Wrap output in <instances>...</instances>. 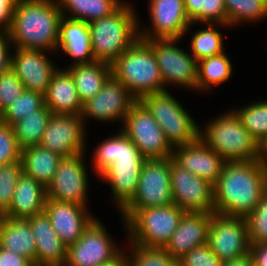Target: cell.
Returning a JSON list of instances; mask_svg holds the SVG:
<instances>
[{
    "label": "cell",
    "mask_w": 267,
    "mask_h": 266,
    "mask_svg": "<svg viewBox=\"0 0 267 266\" xmlns=\"http://www.w3.org/2000/svg\"><path fill=\"white\" fill-rule=\"evenodd\" d=\"M129 240L137 245L164 248L186 213L175 203L139 210H120Z\"/></svg>",
    "instance_id": "7"
},
{
    "label": "cell",
    "mask_w": 267,
    "mask_h": 266,
    "mask_svg": "<svg viewBox=\"0 0 267 266\" xmlns=\"http://www.w3.org/2000/svg\"><path fill=\"white\" fill-rule=\"evenodd\" d=\"M110 237L105 227L94 219L79 240L67 246L64 266H99L115 259L123 250Z\"/></svg>",
    "instance_id": "13"
},
{
    "label": "cell",
    "mask_w": 267,
    "mask_h": 266,
    "mask_svg": "<svg viewBox=\"0 0 267 266\" xmlns=\"http://www.w3.org/2000/svg\"><path fill=\"white\" fill-rule=\"evenodd\" d=\"M130 254H125L128 266H179L178 259L171 256L164 248L146 247L130 242Z\"/></svg>",
    "instance_id": "35"
},
{
    "label": "cell",
    "mask_w": 267,
    "mask_h": 266,
    "mask_svg": "<svg viewBox=\"0 0 267 266\" xmlns=\"http://www.w3.org/2000/svg\"><path fill=\"white\" fill-rule=\"evenodd\" d=\"M21 151L12 126L0 122V165L21 161Z\"/></svg>",
    "instance_id": "41"
},
{
    "label": "cell",
    "mask_w": 267,
    "mask_h": 266,
    "mask_svg": "<svg viewBox=\"0 0 267 266\" xmlns=\"http://www.w3.org/2000/svg\"><path fill=\"white\" fill-rule=\"evenodd\" d=\"M140 101L160 125L172 148L192 144L199 139V125L167 90L148 94Z\"/></svg>",
    "instance_id": "8"
},
{
    "label": "cell",
    "mask_w": 267,
    "mask_h": 266,
    "mask_svg": "<svg viewBox=\"0 0 267 266\" xmlns=\"http://www.w3.org/2000/svg\"><path fill=\"white\" fill-rule=\"evenodd\" d=\"M43 105V94L36 91L24 90L20 97L1 113V122L12 126L25 116L40 109Z\"/></svg>",
    "instance_id": "36"
},
{
    "label": "cell",
    "mask_w": 267,
    "mask_h": 266,
    "mask_svg": "<svg viewBox=\"0 0 267 266\" xmlns=\"http://www.w3.org/2000/svg\"><path fill=\"white\" fill-rule=\"evenodd\" d=\"M205 129L200 128L199 139L227 162L259 160V142L243 127L234 110L217 116Z\"/></svg>",
    "instance_id": "6"
},
{
    "label": "cell",
    "mask_w": 267,
    "mask_h": 266,
    "mask_svg": "<svg viewBox=\"0 0 267 266\" xmlns=\"http://www.w3.org/2000/svg\"><path fill=\"white\" fill-rule=\"evenodd\" d=\"M98 176L110 184L119 211L133 198L146 159L121 131L98 145L93 157Z\"/></svg>",
    "instance_id": "2"
},
{
    "label": "cell",
    "mask_w": 267,
    "mask_h": 266,
    "mask_svg": "<svg viewBox=\"0 0 267 266\" xmlns=\"http://www.w3.org/2000/svg\"><path fill=\"white\" fill-rule=\"evenodd\" d=\"M222 52L197 62V89L211 90L229 80L232 76V65L230 58Z\"/></svg>",
    "instance_id": "32"
},
{
    "label": "cell",
    "mask_w": 267,
    "mask_h": 266,
    "mask_svg": "<svg viewBox=\"0 0 267 266\" xmlns=\"http://www.w3.org/2000/svg\"><path fill=\"white\" fill-rule=\"evenodd\" d=\"M86 207L71 202L46 200L44 212L57 236L66 246L77 242L95 219L88 214Z\"/></svg>",
    "instance_id": "20"
},
{
    "label": "cell",
    "mask_w": 267,
    "mask_h": 266,
    "mask_svg": "<svg viewBox=\"0 0 267 266\" xmlns=\"http://www.w3.org/2000/svg\"><path fill=\"white\" fill-rule=\"evenodd\" d=\"M44 104L53 114H81L83 104L66 69H57L53 74L44 94Z\"/></svg>",
    "instance_id": "26"
},
{
    "label": "cell",
    "mask_w": 267,
    "mask_h": 266,
    "mask_svg": "<svg viewBox=\"0 0 267 266\" xmlns=\"http://www.w3.org/2000/svg\"><path fill=\"white\" fill-rule=\"evenodd\" d=\"M121 131L146 160L172 157L173 148L145 105L137 100L125 117Z\"/></svg>",
    "instance_id": "9"
},
{
    "label": "cell",
    "mask_w": 267,
    "mask_h": 266,
    "mask_svg": "<svg viewBox=\"0 0 267 266\" xmlns=\"http://www.w3.org/2000/svg\"><path fill=\"white\" fill-rule=\"evenodd\" d=\"M85 153L63 157L46 188L47 199L86 206L88 175L83 163Z\"/></svg>",
    "instance_id": "15"
},
{
    "label": "cell",
    "mask_w": 267,
    "mask_h": 266,
    "mask_svg": "<svg viewBox=\"0 0 267 266\" xmlns=\"http://www.w3.org/2000/svg\"><path fill=\"white\" fill-rule=\"evenodd\" d=\"M52 114L44 104L34 113L25 116L12 125L14 136L21 150L40 144Z\"/></svg>",
    "instance_id": "31"
},
{
    "label": "cell",
    "mask_w": 267,
    "mask_h": 266,
    "mask_svg": "<svg viewBox=\"0 0 267 266\" xmlns=\"http://www.w3.org/2000/svg\"><path fill=\"white\" fill-rule=\"evenodd\" d=\"M23 173L21 161L0 165V211L4 213L10 206L19 177Z\"/></svg>",
    "instance_id": "39"
},
{
    "label": "cell",
    "mask_w": 267,
    "mask_h": 266,
    "mask_svg": "<svg viewBox=\"0 0 267 266\" xmlns=\"http://www.w3.org/2000/svg\"><path fill=\"white\" fill-rule=\"evenodd\" d=\"M60 11L65 17L66 11L71 14L69 19L90 23L112 14L122 3L120 0H57ZM66 10V11H65ZM65 11V12H64Z\"/></svg>",
    "instance_id": "30"
},
{
    "label": "cell",
    "mask_w": 267,
    "mask_h": 266,
    "mask_svg": "<svg viewBox=\"0 0 267 266\" xmlns=\"http://www.w3.org/2000/svg\"><path fill=\"white\" fill-rule=\"evenodd\" d=\"M170 157L146 160L133 198L121 210H139L173 204Z\"/></svg>",
    "instance_id": "10"
},
{
    "label": "cell",
    "mask_w": 267,
    "mask_h": 266,
    "mask_svg": "<svg viewBox=\"0 0 267 266\" xmlns=\"http://www.w3.org/2000/svg\"><path fill=\"white\" fill-rule=\"evenodd\" d=\"M21 0H0V30L7 32L11 26L13 10Z\"/></svg>",
    "instance_id": "45"
},
{
    "label": "cell",
    "mask_w": 267,
    "mask_h": 266,
    "mask_svg": "<svg viewBox=\"0 0 267 266\" xmlns=\"http://www.w3.org/2000/svg\"><path fill=\"white\" fill-rule=\"evenodd\" d=\"M227 26L267 17V0H224Z\"/></svg>",
    "instance_id": "34"
},
{
    "label": "cell",
    "mask_w": 267,
    "mask_h": 266,
    "mask_svg": "<svg viewBox=\"0 0 267 266\" xmlns=\"http://www.w3.org/2000/svg\"><path fill=\"white\" fill-rule=\"evenodd\" d=\"M46 200V188L32 177L22 173L16 184L11 204L3 216L27 219L44 212Z\"/></svg>",
    "instance_id": "24"
},
{
    "label": "cell",
    "mask_w": 267,
    "mask_h": 266,
    "mask_svg": "<svg viewBox=\"0 0 267 266\" xmlns=\"http://www.w3.org/2000/svg\"><path fill=\"white\" fill-rule=\"evenodd\" d=\"M129 3L123 2L112 14L88 23L95 61L111 65L138 38V17Z\"/></svg>",
    "instance_id": "4"
},
{
    "label": "cell",
    "mask_w": 267,
    "mask_h": 266,
    "mask_svg": "<svg viewBox=\"0 0 267 266\" xmlns=\"http://www.w3.org/2000/svg\"><path fill=\"white\" fill-rule=\"evenodd\" d=\"M0 247L24 256L35 266L36 243L31 226L26 219L2 217Z\"/></svg>",
    "instance_id": "27"
},
{
    "label": "cell",
    "mask_w": 267,
    "mask_h": 266,
    "mask_svg": "<svg viewBox=\"0 0 267 266\" xmlns=\"http://www.w3.org/2000/svg\"><path fill=\"white\" fill-rule=\"evenodd\" d=\"M215 23L227 26V11L224 0H205L202 6V24Z\"/></svg>",
    "instance_id": "43"
},
{
    "label": "cell",
    "mask_w": 267,
    "mask_h": 266,
    "mask_svg": "<svg viewBox=\"0 0 267 266\" xmlns=\"http://www.w3.org/2000/svg\"><path fill=\"white\" fill-rule=\"evenodd\" d=\"M205 0H184V7L191 23H202V6Z\"/></svg>",
    "instance_id": "47"
},
{
    "label": "cell",
    "mask_w": 267,
    "mask_h": 266,
    "mask_svg": "<svg viewBox=\"0 0 267 266\" xmlns=\"http://www.w3.org/2000/svg\"><path fill=\"white\" fill-rule=\"evenodd\" d=\"M111 74L136 100L164 91V83L152 46L138 38L112 64Z\"/></svg>",
    "instance_id": "5"
},
{
    "label": "cell",
    "mask_w": 267,
    "mask_h": 266,
    "mask_svg": "<svg viewBox=\"0 0 267 266\" xmlns=\"http://www.w3.org/2000/svg\"><path fill=\"white\" fill-rule=\"evenodd\" d=\"M71 56L76 64L94 62L88 23L63 17L60 22L58 49Z\"/></svg>",
    "instance_id": "25"
},
{
    "label": "cell",
    "mask_w": 267,
    "mask_h": 266,
    "mask_svg": "<svg viewBox=\"0 0 267 266\" xmlns=\"http://www.w3.org/2000/svg\"><path fill=\"white\" fill-rule=\"evenodd\" d=\"M173 160L183 169L215 184L227 162L201 139L173 148Z\"/></svg>",
    "instance_id": "21"
},
{
    "label": "cell",
    "mask_w": 267,
    "mask_h": 266,
    "mask_svg": "<svg viewBox=\"0 0 267 266\" xmlns=\"http://www.w3.org/2000/svg\"><path fill=\"white\" fill-rule=\"evenodd\" d=\"M253 266H267V243H254L250 245Z\"/></svg>",
    "instance_id": "48"
},
{
    "label": "cell",
    "mask_w": 267,
    "mask_h": 266,
    "mask_svg": "<svg viewBox=\"0 0 267 266\" xmlns=\"http://www.w3.org/2000/svg\"><path fill=\"white\" fill-rule=\"evenodd\" d=\"M84 121L81 114H52L39 145L62 157L85 153Z\"/></svg>",
    "instance_id": "16"
},
{
    "label": "cell",
    "mask_w": 267,
    "mask_h": 266,
    "mask_svg": "<svg viewBox=\"0 0 267 266\" xmlns=\"http://www.w3.org/2000/svg\"><path fill=\"white\" fill-rule=\"evenodd\" d=\"M149 7L153 29L139 31V38L143 40H180L193 24L187 16L184 0H151Z\"/></svg>",
    "instance_id": "18"
},
{
    "label": "cell",
    "mask_w": 267,
    "mask_h": 266,
    "mask_svg": "<svg viewBox=\"0 0 267 266\" xmlns=\"http://www.w3.org/2000/svg\"><path fill=\"white\" fill-rule=\"evenodd\" d=\"M2 217H3V213H1L0 211V222H1Z\"/></svg>",
    "instance_id": "52"
},
{
    "label": "cell",
    "mask_w": 267,
    "mask_h": 266,
    "mask_svg": "<svg viewBox=\"0 0 267 266\" xmlns=\"http://www.w3.org/2000/svg\"><path fill=\"white\" fill-rule=\"evenodd\" d=\"M99 266H128V261L125 253L122 251L115 259Z\"/></svg>",
    "instance_id": "50"
},
{
    "label": "cell",
    "mask_w": 267,
    "mask_h": 266,
    "mask_svg": "<svg viewBox=\"0 0 267 266\" xmlns=\"http://www.w3.org/2000/svg\"><path fill=\"white\" fill-rule=\"evenodd\" d=\"M66 70L72 75L82 104L93 98L111 75V65L98 61L71 65Z\"/></svg>",
    "instance_id": "29"
},
{
    "label": "cell",
    "mask_w": 267,
    "mask_h": 266,
    "mask_svg": "<svg viewBox=\"0 0 267 266\" xmlns=\"http://www.w3.org/2000/svg\"><path fill=\"white\" fill-rule=\"evenodd\" d=\"M234 111L241 119L243 127L256 141L260 143L267 136V100Z\"/></svg>",
    "instance_id": "37"
},
{
    "label": "cell",
    "mask_w": 267,
    "mask_h": 266,
    "mask_svg": "<svg viewBox=\"0 0 267 266\" xmlns=\"http://www.w3.org/2000/svg\"><path fill=\"white\" fill-rule=\"evenodd\" d=\"M206 29L197 30L191 38V55L198 62L224 52L223 35L213 23H206Z\"/></svg>",
    "instance_id": "33"
},
{
    "label": "cell",
    "mask_w": 267,
    "mask_h": 266,
    "mask_svg": "<svg viewBox=\"0 0 267 266\" xmlns=\"http://www.w3.org/2000/svg\"><path fill=\"white\" fill-rule=\"evenodd\" d=\"M0 266H34L33 263L19 254L0 247Z\"/></svg>",
    "instance_id": "46"
},
{
    "label": "cell",
    "mask_w": 267,
    "mask_h": 266,
    "mask_svg": "<svg viewBox=\"0 0 267 266\" xmlns=\"http://www.w3.org/2000/svg\"><path fill=\"white\" fill-rule=\"evenodd\" d=\"M222 266H253L251 254H245L231 260L223 261Z\"/></svg>",
    "instance_id": "49"
},
{
    "label": "cell",
    "mask_w": 267,
    "mask_h": 266,
    "mask_svg": "<svg viewBox=\"0 0 267 266\" xmlns=\"http://www.w3.org/2000/svg\"><path fill=\"white\" fill-rule=\"evenodd\" d=\"M12 42L7 32L0 33V75L11 69L12 56L9 48ZM10 46V47H9Z\"/></svg>",
    "instance_id": "44"
},
{
    "label": "cell",
    "mask_w": 267,
    "mask_h": 266,
    "mask_svg": "<svg viewBox=\"0 0 267 266\" xmlns=\"http://www.w3.org/2000/svg\"><path fill=\"white\" fill-rule=\"evenodd\" d=\"M153 49L165 86L181 85L196 90L197 61L189 53L176 46L179 39L146 40Z\"/></svg>",
    "instance_id": "12"
},
{
    "label": "cell",
    "mask_w": 267,
    "mask_h": 266,
    "mask_svg": "<svg viewBox=\"0 0 267 266\" xmlns=\"http://www.w3.org/2000/svg\"><path fill=\"white\" fill-rule=\"evenodd\" d=\"M250 244L267 243V189L257 207L245 217Z\"/></svg>",
    "instance_id": "38"
},
{
    "label": "cell",
    "mask_w": 267,
    "mask_h": 266,
    "mask_svg": "<svg viewBox=\"0 0 267 266\" xmlns=\"http://www.w3.org/2000/svg\"><path fill=\"white\" fill-rule=\"evenodd\" d=\"M267 189V167L260 161L226 162L214 190V213L246 217Z\"/></svg>",
    "instance_id": "1"
},
{
    "label": "cell",
    "mask_w": 267,
    "mask_h": 266,
    "mask_svg": "<svg viewBox=\"0 0 267 266\" xmlns=\"http://www.w3.org/2000/svg\"><path fill=\"white\" fill-rule=\"evenodd\" d=\"M137 100L129 90L112 74L102 89L91 99L83 103L81 117H92L99 121L123 120Z\"/></svg>",
    "instance_id": "17"
},
{
    "label": "cell",
    "mask_w": 267,
    "mask_h": 266,
    "mask_svg": "<svg viewBox=\"0 0 267 266\" xmlns=\"http://www.w3.org/2000/svg\"><path fill=\"white\" fill-rule=\"evenodd\" d=\"M43 52L44 50L16 47L12 56L11 69L22 81L25 90L44 95L57 69Z\"/></svg>",
    "instance_id": "19"
},
{
    "label": "cell",
    "mask_w": 267,
    "mask_h": 266,
    "mask_svg": "<svg viewBox=\"0 0 267 266\" xmlns=\"http://www.w3.org/2000/svg\"><path fill=\"white\" fill-rule=\"evenodd\" d=\"M179 266H222V261L211 251L208 244L193 248L178 259Z\"/></svg>",
    "instance_id": "42"
},
{
    "label": "cell",
    "mask_w": 267,
    "mask_h": 266,
    "mask_svg": "<svg viewBox=\"0 0 267 266\" xmlns=\"http://www.w3.org/2000/svg\"><path fill=\"white\" fill-rule=\"evenodd\" d=\"M173 202L184 212H214L213 184L183 169L170 157Z\"/></svg>",
    "instance_id": "14"
},
{
    "label": "cell",
    "mask_w": 267,
    "mask_h": 266,
    "mask_svg": "<svg viewBox=\"0 0 267 266\" xmlns=\"http://www.w3.org/2000/svg\"><path fill=\"white\" fill-rule=\"evenodd\" d=\"M62 18L57 0H21L7 31L13 48L57 50Z\"/></svg>",
    "instance_id": "3"
},
{
    "label": "cell",
    "mask_w": 267,
    "mask_h": 266,
    "mask_svg": "<svg viewBox=\"0 0 267 266\" xmlns=\"http://www.w3.org/2000/svg\"><path fill=\"white\" fill-rule=\"evenodd\" d=\"M25 87L16 73L9 69L0 75V113L24 92Z\"/></svg>",
    "instance_id": "40"
},
{
    "label": "cell",
    "mask_w": 267,
    "mask_h": 266,
    "mask_svg": "<svg viewBox=\"0 0 267 266\" xmlns=\"http://www.w3.org/2000/svg\"><path fill=\"white\" fill-rule=\"evenodd\" d=\"M62 158L40 145L27 147L21 151L23 173L47 188Z\"/></svg>",
    "instance_id": "28"
},
{
    "label": "cell",
    "mask_w": 267,
    "mask_h": 266,
    "mask_svg": "<svg viewBox=\"0 0 267 266\" xmlns=\"http://www.w3.org/2000/svg\"><path fill=\"white\" fill-rule=\"evenodd\" d=\"M207 244L222 262L248 254L251 244L245 218L213 213Z\"/></svg>",
    "instance_id": "11"
},
{
    "label": "cell",
    "mask_w": 267,
    "mask_h": 266,
    "mask_svg": "<svg viewBox=\"0 0 267 266\" xmlns=\"http://www.w3.org/2000/svg\"><path fill=\"white\" fill-rule=\"evenodd\" d=\"M36 243L35 266H64L67 246L60 240L45 212L26 219Z\"/></svg>",
    "instance_id": "23"
},
{
    "label": "cell",
    "mask_w": 267,
    "mask_h": 266,
    "mask_svg": "<svg viewBox=\"0 0 267 266\" xmlns=\"http://www.w3.org/2000/svg\"><path fill=\"white\" fill-rule=\"evenodd\" d=\"M259 160L267 167V136L259 143Z\"/></svg>",
    "instance_id": "51"
},
{
    "label": "cell",
    "mask_w": 267,
    "mask_h": 266,
    "mask_svg": "<svg viewBox=\"0 0 267 266\" xmlns=\"http://www.w3.org/2000/svg\"><path fill=\"white\" fill-rule=\"evenodd\" d=\"M214 212H186L164 249L180 259L193 248L208 242V230Z\"/></svg>",
    "instance_id": "22"
}]
</instances>
